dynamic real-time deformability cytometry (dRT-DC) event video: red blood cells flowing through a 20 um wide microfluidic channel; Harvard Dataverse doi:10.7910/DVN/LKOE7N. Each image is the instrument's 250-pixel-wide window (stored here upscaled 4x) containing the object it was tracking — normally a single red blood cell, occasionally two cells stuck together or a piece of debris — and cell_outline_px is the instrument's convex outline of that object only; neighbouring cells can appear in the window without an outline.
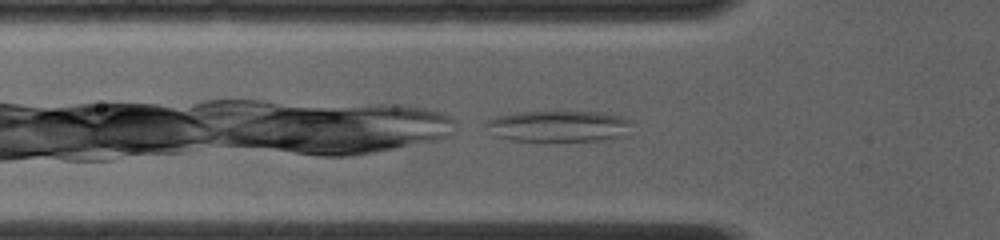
{"species": "common noctule bat (a hibernating species)", "species_latin": "Nyctalus noctula", "temperature_condition": "room temperature", "stored_images_in_passage": 5, "camera_frame_rate_fps": 4000, "um_per_image_px": 0.085, "animal": {"sex": "female", "body_mass_g": 19.0, "forearm_length_mm": 56.7}, "frame": {"image": 1, "passage_image": 3, "time_ms": 0.5, "image_size_px": [1000, 240], "cell_outline_px": [[636, 120], [628, 136], [600, 140], [548, 144], [544, 144], [508, 140], [496, 136], [484, 124], [492, 116], [512, 112], [560, 108], [600, 112], [620, 116]], "centroid_in_image_um": [47.51, 10.71], "position_along_channel_um": 78.3, "area_um2": 29.54}}